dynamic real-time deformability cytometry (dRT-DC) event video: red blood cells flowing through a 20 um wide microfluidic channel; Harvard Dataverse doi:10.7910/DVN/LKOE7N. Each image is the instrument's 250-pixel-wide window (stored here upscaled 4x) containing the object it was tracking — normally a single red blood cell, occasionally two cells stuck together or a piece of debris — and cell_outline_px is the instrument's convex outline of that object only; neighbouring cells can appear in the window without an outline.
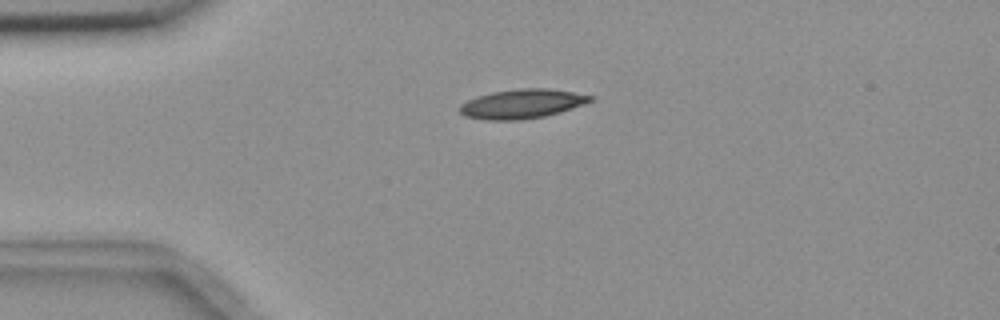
{"species": "common noctule bat (a hibernating species)", "species_latin": "Nyctalus noctula", "temperature_condition": "room temperature", "stored_images_in_passage": 2, "camera_frame_rate_fps": 3000, "um_per_image_px": 0.085, "animal": {"sex": "female", "body_mass_g": 18.4}, "frame": {"image": 1, "passage_image": 1, "time_ms": 0.0, "image_size_px": [1000, 320], "cell_outline_px": [[596, 96], [592, 100], [584, 104], [560, 112], [544, 116], [520, 120], [484, 120], [464, 116], [460, 112], [460, 104], [476, 96], [492, 92], [520, 88], [548, 88]], "centroid_in_image_um": [44.36, 8.82], "position_along_channel_um": 40.6, "area_um2": 22.31}}